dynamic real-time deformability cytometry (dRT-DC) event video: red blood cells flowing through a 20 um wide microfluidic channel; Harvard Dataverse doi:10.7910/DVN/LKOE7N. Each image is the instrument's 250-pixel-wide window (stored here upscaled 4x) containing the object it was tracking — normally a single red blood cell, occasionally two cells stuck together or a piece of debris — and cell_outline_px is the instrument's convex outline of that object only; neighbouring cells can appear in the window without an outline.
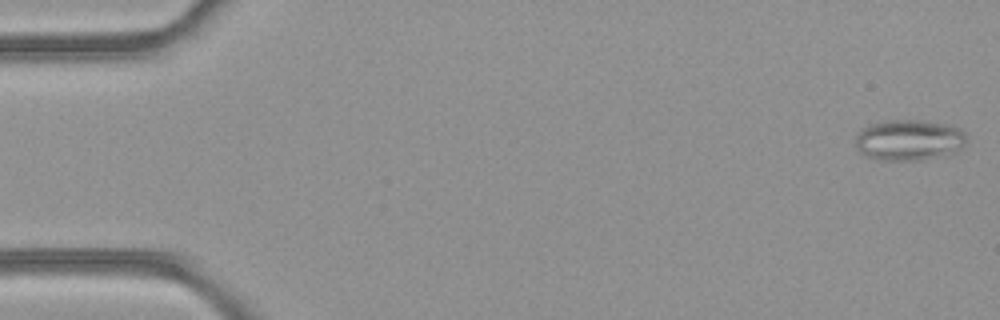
{"species": "common noctule bat (a hibernating species)", "species_latin": "Nyctalus noctula", "temperature_condition": "room temperature", "stored_images_in_passage": 4, "camera_frame_rate_fps": 3000, "um_per_image_px": 0.085, "animal": {"sex": "female", "body_mass_g": 21.9}, "frame": {"image": 1, "passage_image": 1, "time_ms": 0.0, "image_size_px": [1000, 320], "cell_outline_px": [[968, 136], [964, 144], [956, 152], [944, 156], [920, 160], [880, 160], [868, 156], [860, 152], [856, 148], [856, 132], [860, 128], [868, 124], [888, 120], [916, 120], [948, 124], [960, 128]], "centroid_in_image_um": [77.26, 11.9], "position_along_channel_um": 7.7, "area_um2": 26.82}}